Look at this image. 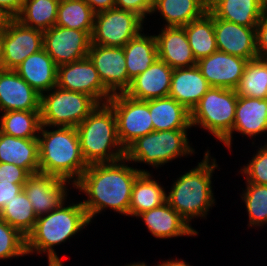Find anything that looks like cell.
I'll use <instances>...</instances> for the list:
<instances>
[{
	"mask_svg": "<svg viewBox=\"0 0 267 266\" xmlns=\"http://www.w3.org/2000/svg\"><path fill=\"white\" fill-rule=\"evenodd\" d=\"M264 143L257 146L252 159L238 171L245 177V183L267 185V142Z\"/></svg>",
	"mask_w": 267,
	"mask_h": 266,
	"instance_id": "obj_39",
	"label": "cell"
},
{
	"mask_svg": "<svg viewBox=\"0 0 267 266\" xmlns=\"http://www.w3.org/2000/svg\"><path fill=\"white\" fill-rule=\"evenodd\" d=\"M30 174L12 163H0V182L25 184Z\"/></svg>",
	"mask_w": 267,
	"mask_h": 266,
	"instance_id": "obj_41",
	"label": "cell"
},
{
	"mask_svg": "<svg viewBox=\"0 0 267 266\" xmlns=\"http://www.w3.org/2000/svg\"><path fill=\"white\" fill-rule=\"evenodd\" d=\"M7 19L8 17L2 11H0V31L4 28Z\"/></svg>",
	"mask_w": 267,
	"mask_h": 266,
	"instance_id": "obj_47",
	"label": "cell"
},
{
	"mask_svg": "<svg viewBox=\"0 0 267 266\" xmlns=\"http://www.w3.org/2000/svg\"><path fill=\"white\" fill-rule=\"evenodd\" d=\"M37 139L39 173L57 176L74 185L88 167L81 152L76 127L41 124Z\"/></svg>",
	"mask_w": 267,
	"mask_h": 266,
	"instance_id": "obj_4",
	"label": "cell"
},
{
	"mask_svg": "<svg viewBox=\"0 0 267 266\" xmlns=\"http://www.w3.org/2000/svg\"><path fill=\"white\" fill-rule=\"evenodd\" d=\"M172 74L173 69L164 61L157 59L142 74L132 79L125 94L143 101L168 97Z\"/></svg>",
	"mask_w": 267,
	"mask_h": 266,
	"instance_id": "obj_20",
	"label": "cell"
},
{
	"mask_svg": "<svg viewBox=\"0 0 267 266\" xmlns=\"http://www.w3.org/2000/svg\"><path fill=\"white\" fill-rule=\"evenodd\" d=\"M183 27L196 61L218 50L214 31V15L209 10Z\"/></svg>",
	"mask_w": 267,
	"mask_h": 266,
	"instance_id": "obj_31",
	"label": "cell"
},
{
	"mask_svg": "<svg viewBox=\"0 0 267 266\" xmlns=\"http://www.w3.org/2000/svg\"><path fill=\"white\" fill-rule=\"evenodd\" d=\"M14 71L40 95L57 86V65L44 48L29 55Z\"/></svg>",
	"mask_w": 267,
	"mask_h": 266,
	"instance_id": "obj_24",
	"label": "cell"
},
{
	"mask_svg": "<svg viewBox=\"0 0 267 266\" xmlns=\"http://www.w3.org/2000/svg\"><path fill=\"white\" fill-rule=\"evenodd\" d=\"M158 59L172 69L189 68L196 60L189 45L184 27H162L156 35Z\"/></svg>",
	"mask_w": 267,
	"mask_h": 266,
	"instance_id": "obj_22",
	"label": "cell"
},
{
	"mask_svg": "<svg viewBox=\"0 0 267 266\" xmlns=\"http://www.w3.org/2000/svg\"><path fill=\"white\" fill-rule=\"evenodd\" d=\"M0 163H12L30 175L39 173V142L37 138H18L0 131Z\"/></svg>",
	"mask_w": 267,
	"mask_h": 266,
	"instance_id": "obj_25",
	"label": "cell"
},
{
	"mask_svg": "<svg viewBox=\"0 0 267 266\" xmlns=\"http://www.w3.org/2000/svg\"><path fill=\"white\" fill-rule=\"evenodd\" d=\"M24 0H0V11H2L8 18H15L22 6Z\"/></svg>",
	"mask_w": 267,
	"mask_h": 266,
	"instance_id": "obj_44",
	"label": "cell"
},
{
	"mask_svg": "<svg viewBox=\"0 0 267 266\" xmlns=\"http://www.w3.org/2000/svg\"><path fill=\"white\" fill-rule=\"evenodd\" d=\"M60 0H24L15 17L23 25L46 31L56 25Z\"/></svg>",
	"mask_w": 267,
	"mask_h": 266,
	"instance_id": "obj_32",
	"label": "cell"
},
{
	"mask_svg": "<svg viewBox=\"0 0 267 266\" xmlns=\"http://www.w3.org/2000/svg\"><path fill=\"white\" fill-rule=\"evenodd\" d=\"M238 96L233 89L210 87L190 112L191 127H198L221 142L231 131Z\"/></svg>",
	"mask_w": 267,
	"mask_h": 266,
	"instance_id": "obj_7",
	"label": "cell"
},
{
	"mask_svg": "<svg viewBox=\"0 0 267 266\" xmlns=\"http://www.w3.org/2000/svg\"><path fill=\"white\" fill-rule=\"evenodd\" d=\"M43 49V31L8 18L0 31L1 69L14 70L29 55Z\"/></svg>",
	"mask_w": 267,
	"mask_h": 266,
	"instance_id": "obj_11",
	"label": "cell"
},
{
	"mask_svg": "<svg viewBox=\"0 0 267 266\" xmlns=\"http://www.w3.org/2000/svg\"><path fill=\"white\" fill-rule=\"evenodd\" d=\"M107 104L114 111L118 138L125 150L138 138L154 131L149 100H137L125 93H117Z\"/></svg>",
	"mask_w": 267,
	"mask_h": 266,
	"instance_id": "obj_10",
	"label": "cell"
},
{
	"mask_svg": "<svg viewBox=\"0 0 267 266\" xmlns=\"http://www.w3.org/2000/svg\"><path fill=\"white\" fill-rule=\"evenodd\" d=\"M208 9L199 0H155L152 14L160 13L163 27H183Z\"/></svg>",
	"mask_w": 267,
	"mask_h": 266,
	"instance_id": "obj_30",
	"label": "cell"
},
{
	"mask_svg": "<svg viewBox=\"0 0 267 266\" xmlns=\"http://www.w3.org/2000/svg\"><path fill=\"white\" fill-rule=\"evenodd\" d=\"M90 45L87 31L55 25L43 32V48L57 66L87 57Z\"/></svg>",
	"mask_w": 267,
	"mask_h": 266,
	"instance_id": "obj_13",
	"label": "cell"
},
{
	"mask_svg": "<svg viewBox=\"0 0 267 266\" xmlns=\"http://www.w3.org/2000/svg\"><path fill=\"white\" fill-rule=\"evenodd\" d=\"M0 115L1 132L18 138H38L40 111H7Z\"/></svg>",
	"mask_w": 267,
	"mask_h": 266,
	"instance_id": "obj_35",
	"label": "cell"
},
{
	"mask_svg": "<svg viewBox=\"0 0 267 266\" xmlns=\"http://www.w3.org/2000/svg\"><path fill=\"white\" fill-rule=\"evenodd\" d=\"M136 218L142 219L154 238L171 239L183 236L195 237L199 234L170 205L165 202L159 207L147 210Z\"/></svg>",
	"mask_w": 267,
	"mask_h": 266,
	"instance_id": "obj_21",
	"label": "cell"
},
{
	"mask_svg": "<svg viewBox=\"0 0 267 266\" xmlns=\"http://www.w3.org/2000/svg\"><path fill=\"white\" fill-rule=\"evenodd\" d=\"M150 172H142L135 180L131 193L128 216L137 217L144 211L167 202V191Z\"/></svg>",
	"mask_w": 267,
	"mask_h": 266,
	"instance_id": "obj_26",
	"label": "cell"
},
{
	"mask_svg": "<svg viewBox=\"0 0 267 266\" xmlns=\"http://www.w3.org/2000/svg\"><path fill=\"white\" fill-rule=\"evenodd\" d=\"M235 91L239 97L267 99V59L249 60Z\"/></svg>",
	"mask_w": 267,
	"mask_h": 266,
	"instance_id": "obj_34",
	"label": "cell"
},
{
	"mask_svg": "<svg viewBox=\"0 0 267 266\" xmlns=\"http://www.w3.org/2000/svg\"><path fill=\"white\" fill-rule=\"evenodd\" d=\"M208 10L218 19L245 27H257L263 15L261 0H216Z\"/></svg>",
	"mask_w": 267,
	"mask_h": 266,
	"instance_id": "obj_29",
	"label": "cell"
},
{
	"mask_svg": "<svg viewBox=\"0 0 267 266\" xmlns=\"http://www.w3.org/2000/svg\"><path fill=\"white\" fill-rule=\"evenodd\" d=\"M98 105L89 95L55 86L41 95V124L77 127Z\"/></svg>",
	"mask_w": 267,
	"mask_h": 266,
	"instance_id": "obj_8",
	"label": "cell"
},
{
	"mask_svg": "<svg viewBox=\"0 0 267 266\" xmlns=\"http://www.w3.org/2000/svg\"><path fill=\"white\" fill-rule=\"evenodd\" d=\"M88 57L94 64L103 85L112 93H125L128 72L123 47L91 44Z\"/></svg>",
	"mask_w": 267,
	"mask_h": 266,
	"instance_id": "obj_15",
	"label": "cell"
},
{
	"mask_svg": "<svg viewBox=\"0 0 267 266\" xmlns=\"http://www.w3.org/2000/svg\"><path fill=\"white\" fill-rule=\"evenodd\" d=\"M67 187L73 189L74 185L70 181L54 175L36 173L30 175L23 190L33 206L34 213L39 217L67 201L70 191Z\"/></svg>",
	"mask_w": 267,
	"mask_h": 266,
	"instance_id": "obj_14",
	"label": "cell"
},
{
	"mask_svg": "<svg viewBox=\"0 0 267 266\" xmlns=\"http://www.w3.org/2000/svg\"><path fill=\"white\" fill-rule=\"evenodd\" d=\"M154 3L155 0H115V8L133 12L146 21V17L151 15Z\"/></svg>",
	"mask_w": 267,
	"mask_h": 266,
	"instance_id": "obj_40",
	"label": "cell"
},
{
	"mask_svg": "<svg viewBox=\"0 0 267 266\" xmlns=\"http://www.w3.org/2000/svg\"><path fill=\"white\" fill-rule=\"evenodd\" d=\"M149 111L154 131L192 128L190 111L169 96L149 100Z\"/></svg>",
	"mask_w": 267,
	"mask_h": 266,
	"instance_id": "obj_27",
	"label": "cell"
},
{
	"mask_svg": "<svg viewBox=\"0 0 267 266\" xmlns=\"http://www.w3.org/2000/svg\"><path fill=\"white\" fill-rule=\"evenodd\" d=\"M129 163L124 157L111 163L88 165L74 184V189L87 196L81 203L91 223L107 209L128 216L133 184L142 172H150L133 168Z\"/></svg>",
	"mask_w": 267,
	"mask_h": 266,
	"instance_id": "obj_1",
	"label": "cell"
},
{
	"mask_svg": "<svg viewBox=\"0 0 267 266\" xmlns=\"http://www.w3.org/2000/svg\"><path fill=\"white\" fill-rule=\"evenodd\" d=\"M124 266H149V265H147V263H145L144 261L143 262H132V263H130V264H125ZM155 266H161V263L159 262L157 265L155 264Z\"/></svg>",
	"mask_w": 267,
	"mask_h": 266,
	"instance_id": "obj_48",
	"label": "cell"
},
{
	"mask_svg": "<svg viewBox=\"0 0 267 266\" xmlns=\"http://www.w3.org/2000/svg\"><path fill=\"white\" fill-rule=\"evenodd\" d=\"M64 265L65 264L63 263L62 260L48 262V266H64Z\"/></svg>",
	"mask_w": 267,
	"mask_h": 266,
	"instance_id": "obj_50",
	"label": "cell"
},
{
	"mask_svg": "<svg viewBox=\"0 0 267 266\" xmlns=\"http://www.w3.org/2000/svg\"><path fill=\"white\" fill-rule=\"evenodd\" d=\"M240 197L248 214V227L267 226V185L245 183Z\"/></svg>",
	"mask_w": 267,
	"mask_h": 266,
	"instance_id": "obj_37",
	"label": "cell"
},
{
	"mask_svg": "<svg viewBox=\"0 0 267 266\" xmlns=\"http://www.w3.org/2000/svg\"><path fill=\"white\" fill-rule=\"evenodd\" d=\"M161 266H193L190 265L188 262H186L183 259H178L176 257V259H168L166 261H161Z\"/></svg>",
	"mask_w": 267,
	"mask_h": 266,
	"instance_id": "obj_46",
	"label": "cell"
},
{
	"mask_svg": "<svg viewBox=\"0 0 267 266\" xmlns=\"http://www.w3.org/2000/svg\"><path fill=\"white\" fill-rule=\"evenodd\" d=\"M207 9H209L216 0H199Z\"/></svg>",
	"mask_w": 267,
	"mask_h": 266,
	"instance_id": "obj_49",
	"label": "cell"
},
{
	"mask_svg": "<svg viewBox=\"0 0 267 266\" xmlns=\"http://www.w3.org/2000/svg\"><path fill=\"white\" fill-rule=\"evenodd\" d=\"M261 9L263 14H267V0H261Z\"/></svg>",
	"mask_w": 267,
	"mask_h": 266,
	"instance_id": "obj_51",
	"label": "cell"
},
{
	"mask_svg": "<svg viewBox=\"0 0 267 266\" xmlns=\"http://www.w3.org/2000/svg\"><path fill=\"white\" fill-rule=\"evenodd\" d=\"M0 218L18 229L25 237L34 229L37 221L33 206L24 190L2 208Z\"/></svg>",
	"mask_w": 267,
	"mask_h": 266,
	"instance_id": "obj_36",
	"label": "cell"
},
{
	"mask_svg": "<svg viewBox=\"0 0 267 266\" xmlns=\"http://www.w3.org/2000/svg\"><path fill=\"white\" fill-rule=\"evenodd\" d=\"M24 184L0 182V211L16 195L23 191Z\"/></svg>",
	"mask_w": 267,
	"mask_h": 266,
	"instance_id": "obj_43",
	"label": "cell"
},
{
	"mask_svg": "<svg viewBox=\"0 0 267 266\" xmlns=\"http://www.w3.org/2000/svg\"><path fill=\"white\" fill-rule=\"evenodd\" d=\"M187 133L188 129L153 131L134 141L126 149L125 157L135 164L161 168L177 158L195 154Z\"/></svg>",
	"mask_w": 267,
	"mask_h": 266,
	"instance_id": "obj_6",
	"label": "cell"
},
{
	"mask_svg": "<svg viewBox=\"0 0 267 266\" xmlns=\"http://www.w3.org/2000/svg\"><path fill=\"white\" fill-rule=\"evenodd\" d=\"M57 86L65 90L85 93L98 104L107 103L113 96L103 85L88 56L75 62L57 66Z\"/></svg>",
	"mask_w": 267,
	"mask_h": 266,
	"instance_id": "obj_12",
	"label": "cell"
},
{
	"mask_svg": "<svg viewBox=\"0 0 267 266\" xmlns=\"http://www.w3.org/2000/svg\"><path fill=\"white\" fill-rule=\"evenodd\" d=\"M94 16L95 13L84 0H60L56 25L87 31L92 35Z\"/></svg>",
	"mask_w": 267,
	"mask_h": 266,
	"instance_id": "obj_33",
	"label": "cell"
},
{
	"mask_svg": "<svg viewBox=\"0 0 267 266\" xmlns=\"http://www.w3.org/2000/svg\"><path fill=\"white\" fill-rule=\"evenodd\" d=\"M67 203V204H66ZM63 202L53 211L37 217L34 229L26 237L27 255H46L48 262L61 260L55 247L70 242L91 224L81 201ZM74 236V237H73Z\"/></svg>",
	"mask_w": 267,
	"mask_h": 266,
	"instance_id": "obj_3",
	"label": "cell"
},
{
	"mask_svg": "<svg viewBox=\"0 0 267 266\" xmlns=\"http://www.w3.org/2000/svg\"><path fill=\"white\" fill-rule=\"evenodd\" d=\"M41 95L14 70L0 69V113L40 111Z\"/></svg>",
	"mask_w": 267,
	"mask_h": 266,
	"instance_id": "obj_19",
	"label": "cell"
},
{
	"mask_svg": "<svg viewBox=\"0 0 267 266\" xmlns=\"http://www.w3.org/2000/svg\"><path fill=\"white\" fill-rule=\"evenodd\" d=\"M144 23L137 14L118 8L96 13L91 44L124 47L144 31Z\"/></svg>",
	"mask_w": 267,
	"mask_h": 266,
	"instance_id": "obj_9",
	"label": "cell"
},
{
	"mask_svg": "<svg viewBox=\"0 0 267 266\" xmlns=\"http://www.w3.org/2000/svg\"><path fill=\"white\" fill-rule=\"evenodd\" d=\"M256 139L267 133V99L239 97L232 131L221 141L227 150L233 145V134Z\"/></svg>",
	"mask_w": 267,
	"mask_h": 266,
	"instance_id": "obj_17",
	"label": "cell"
},
{
	"mask_svg": "<svg viewBox=\"0 0 267 266\" xmlns=\"http://www.w3.org/2000/svg\"><path fill=\"white\" fill-rule=\"evenodd\" d=\"M255 28L241 26L214 16L217 49L248 61L257 58Z\"/></svg>",
	"mask_w": 267,
	"mask_h": 266,
	"instance_id": "obj_18",
	"label": "cell"
},
{
	"mask_svg": "<svg viewBox=\"0 0 267 266\" xmlns=\"http://www.w3.org/2000/svg\"><path fill=\"white\" fill-rule=\"evenodd\" d=\"M255 30L257 58L267 59V14L262 15Z\"/></svg>",
	"mask_w": 267,
	"mask_h": 266,
	"instance_id": "obj_42",
	"label": "cell"
},
{
	"mask_svg": "<svg viewBox=\"0 0 267 266\" xmlns=\"http://www.w3.org/2000/svg\"><path fill=\"white\" fill-rule=\"evenodd\" d=\"M96 14L115 8V0H84Z\"/></svg>",
	"mask_w": 267,
	"mask_h": 266,
	"instance_id": "obj_45",
	"label": "cell"
},
{
	"mask_svg": "<svg viewBox=\"0 0 267 266\" xmlns=\"http://www.w3.org/2000/svg\"><path fill=\"white\" fill-rule=\"evenodd\" d=\"M27 256L26 237L0 218V260Z\"/></svg>",
	"mask_w": 267,
	"mask_h": 266,
	"instance_id": "obj_38",
	"label": "cell"
},
{
	"mask_svg": "<svg viewBox=\"0 0 267 266\" xmlns=\"http://www.w3.org/2000/svg\"><path fill=\"white\" fill-rule=\"evenodd\" d=\"M76 130L87 165L111 163L125 157L126 150L118 138L114 111L107 103L98 104Z\"/></svg>",
	"mask_w": 267,
	"mask_h": 266,
	"instance_id": "obj_5",
	"label": "cell"
},
{
	"mask_svg": "<svg viewBox=\"0 0 267 266\" xmlns=\"http://www.w3.org/2000/svg\"><path fill=\"white\" fill-rule=\"evenodd\" d=\"M126 69L128 72V88L132 79L142 74L158 59L155 34L140 33L131 39L124 47Z\"/></svg>",
	"mask_w": 267,
	"mask_h": 266,
	"instance_id": "obj_28",
	"label": "cell"
},
{
	"mask_svg": "<svg viewBox=\"0 0 267 266\" xmlns=\"http://www.w3.org/2000/svg\"><path fill=\"white\" fill-rule=\"evenodd\" d=\"M209 89L207 80L196 65L173 69L169 97L174 98L188 111H192Z\"/></svg>",
	"mask_w": 267,
	"mask_h": 266,
	"instance_id": "obj_23",
	"label": "cell"
},
{
	"mask_svg": "<svg viewBox=\"0 0 267 266\" xmlns=\"http://www.w3.org/2000/svg\"><path fill=\"white\" fill-rule=\"evenodd\" d=\"M210 154V150L207 149L197 166L178 176L167 193L169 205L190 226L192 219L198 217L205 219L210 209L216 205L212 174L215 169H219V166L216 158Z\"/></svg>",
	"mask_w": 267,
	"mask_h": 266,
	"instance_id": "obj_2",
	"label": "cell"
},
{
	"mask_svg": "<svg viewBox=\"0 0 267 266\" xmlns=\"http://www.w3.org/2000/svg\"><path fill=\"white\" fill-rule=\"evenodd\" d=\"M247 62L244 58L217 50L197 61L196 66L210 87L235 90Z\"/></svg>",
	"mask_w": 267,
	"mask_h": 266,
	"instance_id": "obj_16",
	"label": "cell"
}]
</instances>
